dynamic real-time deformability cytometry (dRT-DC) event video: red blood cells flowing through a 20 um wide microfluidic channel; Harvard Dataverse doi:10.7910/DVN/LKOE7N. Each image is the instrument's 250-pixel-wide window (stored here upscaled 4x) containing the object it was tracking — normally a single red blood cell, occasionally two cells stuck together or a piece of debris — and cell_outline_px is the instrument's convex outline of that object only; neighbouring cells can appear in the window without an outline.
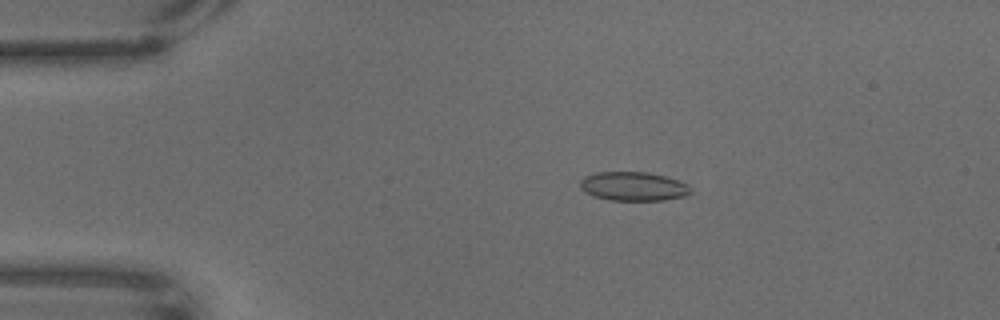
{"species": "common noctule bat (a hibernating species)", "species_latin": "Nyctalus noctula", "temperature_condition": "warm", "stored_images_in_passage": 68, "camera_frame_rate_fps": 3000, "um_per_image_px": 0.085, "animal": {"sex": "male", "body_mass_g": 18.8}, "frame": {"image": 1, "passage_image": 13, "time_ms": 4.0, "image_size_px": [1000, 320], "cell_outline_px": [[692, 192], [684, 196], [664, 200], [608, 200], [592, 196], [584, 192], [580, 188], [580, 180], [584, 176], [596, 172], [648, 172], [664, 176], [688, 184]], "centroid_in_image_um": [53.79, 15.84], "position_along_channel_um": 31.2, "area_um2": 18.73}}
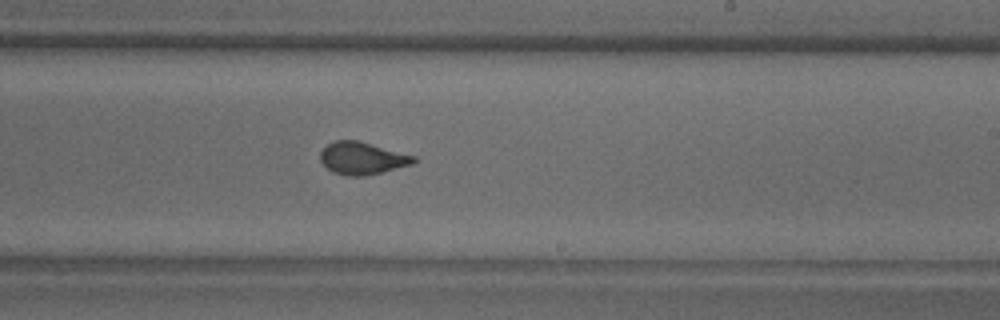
{"frame": {"image": 2, "passage_image": 41, "time_ms": 13.333, "image_size_px": [1000, 320], "cell_outline_px": [[420, 160], [412, 164], [364, 176], [348, 176], [332, 172], [320, 160], [320, 152], [328, 144], [336, 140], [360, 140], [416, 156]], "centroid_in_image_um": [30.82, 13.44], "position_along_channel_um": 258.2, "area_um2": 17.69}}
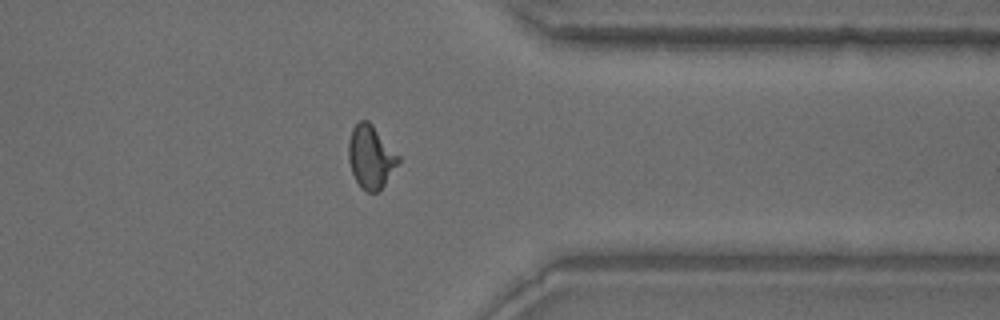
{"frame": {"image": 3, "passage_image": 54, "time_ms": 17.667, "image_size_px": [1000, 320], "cell_outline_px": [[400, 160], [384, 184], [376, 192], [368, 192], [360, 188], [352, 172], [348, 160], [348, 140], [352, 128], [360, 120], [368, 120], [372, 124], [400, 156]], "centroid_in_image_um": [31.49, 13.31], "position_along_channel_um": 379.9, "area_um2": 18.21}}